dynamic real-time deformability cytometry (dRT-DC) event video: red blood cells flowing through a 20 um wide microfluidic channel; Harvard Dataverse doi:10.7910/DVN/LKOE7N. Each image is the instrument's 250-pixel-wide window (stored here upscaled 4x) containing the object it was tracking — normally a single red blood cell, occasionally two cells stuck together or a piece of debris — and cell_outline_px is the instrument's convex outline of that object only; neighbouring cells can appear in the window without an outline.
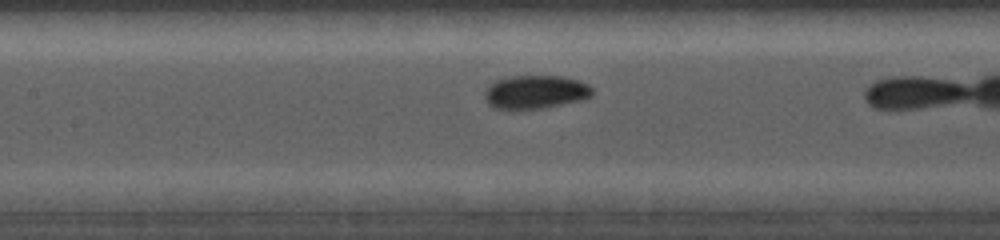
{"species": "common noctule bat (a hibernating species)", "species_latin": "Nyctalus noctula", "temperature_condition": "cold", "stored_images_in_passage": 14, "camera_frame_rate_fps": 5000, "um_per_image_px": 0.085, "animal": {"sex": "female", "body_mass_g": 19.0, "forearm_length_mm": 56.7}, "frame": {"image": 1, "passage_image": 7, "time_ms": 2.0, "image_size_px": [1000, 240], "cell_outline_px": [[592, 96], [580, 100], [544, 108], [512, 112], [492, 108], [488, 104], [484, 96], [484, 92], [488, 84], [496, 80], [512, 76], [560, 76], [580, 80], [588, 84], [592, 88]], "centroid_in_image_um": [45.44, 7.86], "position_along_channel_um": 162.0, "area_um2": 21.68}}